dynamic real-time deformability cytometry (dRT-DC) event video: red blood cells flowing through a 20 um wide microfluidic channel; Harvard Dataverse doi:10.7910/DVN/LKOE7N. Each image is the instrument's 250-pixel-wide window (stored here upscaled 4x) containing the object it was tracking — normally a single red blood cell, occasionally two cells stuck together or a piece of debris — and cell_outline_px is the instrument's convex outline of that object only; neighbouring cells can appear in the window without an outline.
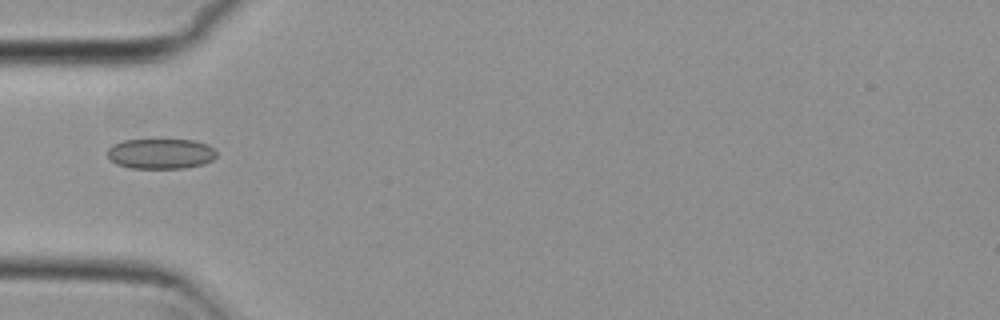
{"species": "common noctule bat (a hibernating species)", "species_latin": "Nyctalus noctula", "temperature_condition": "cold", "stored_images_in_passage": 3, "camera_frame_rate_fps": 3000, "um_per_image_px": 0.085, "animal": {"sex": "female", "body_mass_g": 29.2, "forearm_length_mm": 56.3}, "frame": {"image": 1, "passage_image": 3, "time_ms": 0.667, "image_size_px": [1000, 320], "cell_outline_px": [[216, 156], [212, 160], [204, 164], [184, 168], [132, 168], [116, 164], [108, 156], [108, 148], [112, 144], [124, 140], [192, 140], [208, 144], [216, 152]], "centroid_in_image_um": [13.66, 13.06], "position_along_channel_um": 71.3, "area_um2": 19.19}}